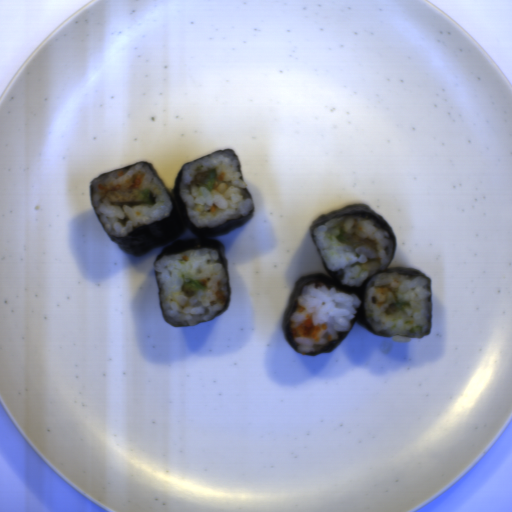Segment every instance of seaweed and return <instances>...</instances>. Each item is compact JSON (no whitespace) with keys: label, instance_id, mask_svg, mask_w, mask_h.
Returning <instances> with one entry per match:
<instances>
[{"label":"seaweed","instance_id":"seaweed-5","mask_svg":"<svg viewBox=\"0 0 512 512\" xmlns=\"http://www.w3.org/2000/svg\"><path fill=\"white\" fill-rule=\"evenodd\" d=\"M428 300H429V303H430V305H431V303H432L431 295H430V297H429V299H428Z\"/></svg>","mask_w":512,"mask_h":512},{"label":"seaweed","instance_id":"seaweed-3","mask_svg":"<svg viewBox=\"0 0 512 512\" xmlns=\"http://www.w3.org/2000/svg\"><path fill=\"white\" fill-rule=\"evenodd\" d=\"M153 269H154V267H153ZM154 273H155V279H156L157 292H158V300H159V306H160L161 315H162V317H163L164 321H165L168 325H170V326H172V327H181V326L172 325V324H170L169 322H167V320H166V318H165V316H164V314H163V310H162V304H161L160 291H159V286H158V282H157V274H156L155 269H154Z\"/></svg>","mask_w":512,"mask_h":512},{"label":"seaweed","instance_id":"seaweed-1","mask_svg":"<svg viewBox=\"0 0 512 512\" xmlns=\"http://www.w3.org/2000/svg\"><path fill=\"white\" fill-rule=\"evenodd\" d=\"M224 151L232 152V154L238 160V162H239L238 171L241 175L242 182H244V178L242 176V171H241L240 160H239L238 156L235 154V152L228 148L224 149V150H217V151L212 152L204 157H201L194 161L182 164L181 168L179 169V171L175 177L173 189L171 191H168V189L166 188L173 203H174L173 211H172L170 217H168L167 219L160 220V221H155L150 225L140 226L137 229H135L132 233L127 235L126 237H118L117 238L113 235H109L104 230L102 224L100 223V221L96 215L94 207L92 205L91 194H90L91 208H92L98 222L100 223L101 227L105 231L106 235L115 244H117L120 247V249L122 250L123 253L129 254L134 257H140L143 254L147 253L148 251H150L154 248H157L159 246H162V245H165L167 243L174 241L159 252V254L155 257V259L153 261V264H154L156 261H159L162 258H164L165 255H167V256L174 255V254H178L181 252H185L190 249H196V248L217 249L218 255H219L218 261L220 264H222V266L225 270L228 296H227V301H226L223 309L218 314H216L214 317L221 316L229 308V306L231 304V286H230L229 275H228V260L226 258L225 246L223 245V243L221 241L214 240L213 236H219V235H222L224 233H227L229 231L239 228L240 226H242L243 224H245L246 222H248L249 220L252 219L255 209L253 208L247 216H241V217H238L237 219L227 220L224 224L219 225L217 227L199 228L194 225V223L190 220V218L187 214V206L180 195L179 186L183 179V169H184L185 165L195 162L197 160H200L202 158L208 157L217 152H224ZM141 162L146 163L151 168V170L156 175V177L164 185L163 181L157 174L154 167L152 165H150L148 162L139 161V162H136L129 166L120 168V169H125V168L129 169L132 166L139 164ZM120 169H117V170H120ZM117 170L106 172V173H103L100 175L112 173ZM100 175H98V176H100ZM98 176H96V177H98ZM96 177H94L90 181L89 191H90L91 182ZM186 229H189V231L194 234L195 238H185V239L177 240L185 233ZM175 240H177V241H175Z\"/></svg>","mask_w":512,"mask_h":512},{"label":"seaweed","instance_id":"seaweed-2","mask_svg":"<svg viewBox=\"0 0 512 512\" xmlns=\"http://www.w3.org/2000/svg\"><path fill=\"white\" fill-rule=\"evenodd\" d=\"M342 216H358L362 219L374 221L377 226H379L380 228H385L389 232L391 240H392V245H393V257H392V260H391L388 268L385 271H381L379 273H399V274L406 275L407 279H412V280L417 277H426L429 280L428 289L430 290L431 293L433 291L432 282H431L430 277L427 276L426 274H424L423 272H420L413 268H403V267L389 268L393 261V258L395 256V252H396V238H395V235H394L389 223L386 221V219L383 216H381L377 211H375L373 208H371L367 204H359L358 203V204H354V205H349L347 207H344V208L337 210L335 212H332V213L322 214L317 219H315L314 222L312 223L311 229H310V234L314 241L318 255L322 261L325 273L324 272L309 273V274H306V275H303L302 277H300L299 280L296 282L295 287L290 294L289 301H288V304L284 311L283 321H282L284 334L286 336V339H287L289 345L292 347V349L294 351L299 352L298 346L294 341V337L291 336L290 327H291V322H292L291 315L298 308V305H299L298 295L303 287L310 286L313 283L315 285V287H318V288L322 287V286H326V288L328 290H331L332 288H336V290H339L346 294L356 295L359 298V300L361 301V303H360V306L356 310V315H355L354 319L351 320V322H350V331L349 332L337 333V339L329 341L328 344L326 346H324L320 351L315 352V353H303V355L313 356V355H317L320 353H330V352L334 351L341 344V342L349 335V333L351 332V330L353 329V327L356 324H361L364 329H366L368 332H370L374 335H377V336H380L383 338H391L390 335H387L385 333L376 332L366 317L365 300H366L368 284L372 280V278L374 276H376L377 274L374 276H371L369 278H366L364 283L360 287L343 285V284H341V277H342L341 272L340 271H330L326 267L321 255H320L317 244H316L315 239L312 234L314 228H316L319 225H323L326 221L330 220L333 217H342Z\"/></svg>","mask_w":512,"mask_h":512},{"label":"seaweed","instance_id":"seaweed-4","mask_svg":"<svg viewBox=\"0 0 512 512\" xmlns=\"http://www.w3.org/2000/svg\"><path fill=\"white\" fill-rule=\"evenodd\" d=\"M246 191H247L248 195L253 199L252 194L248 191V189H247V188H246Z\"/></svg>","mask_w":512,"mask_h":512}]
</instances>
